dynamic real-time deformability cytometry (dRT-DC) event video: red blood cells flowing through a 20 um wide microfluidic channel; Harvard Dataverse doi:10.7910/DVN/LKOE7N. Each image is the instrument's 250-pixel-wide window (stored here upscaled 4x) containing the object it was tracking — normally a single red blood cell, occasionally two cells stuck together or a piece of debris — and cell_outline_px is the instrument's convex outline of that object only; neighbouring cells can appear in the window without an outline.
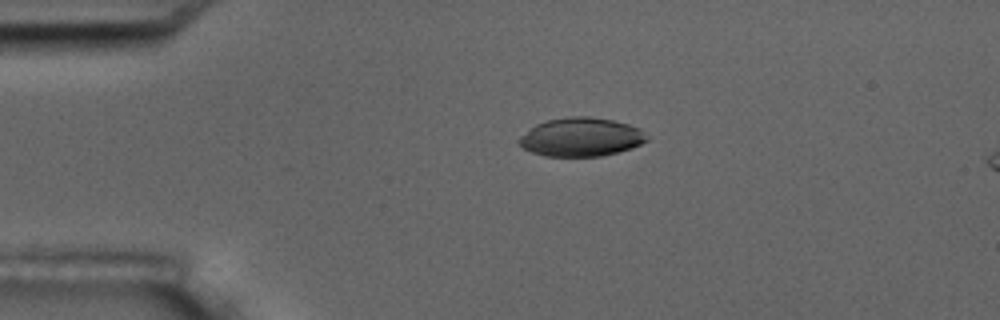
{"species": "common noctule bat (a hibernating species)", "species_latin": "Nyctalus noctula", "temperature_condition": "room temperature", "stored_images_in_passage": 10, "camera_frame_rate_fps": 3000, "um_per_image_px": 0.085, "animal": {"sex": "male", "body_mass_g": 17.5, "forearm_length_mm": 52.3}, "frame": {"image": 1, "passage_image": 4, "time_ms": 3.667, "image_size_px": [1000, 320], "cell_outline_px": [[648, 140], [632, 148], [600, 156], [544, 156], [532, 152], [524, 148], [516, 140], [520, 136], [536, 124], [548, 120], [568, 116], [588, 116], [612, 120], [628, 124], [640, 128], [644, 132]], "centroid_in_image_um": [49.38, 11.64], "position_along_channel_um": 35.6, "area_um2": 28.67}}
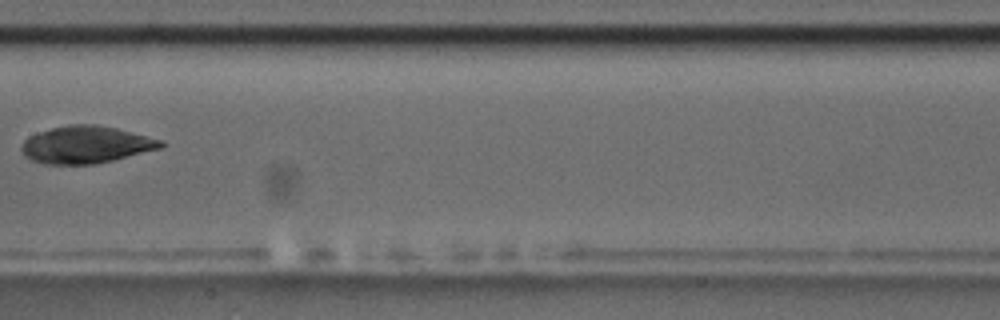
{"frame": {"image": 2, "passage_image": 9, "time_ms": 9.333, "image_size_px": [1000, 320], "cell_outline_px": [[164, 148], [96, 164], [44, 164], [32, 160], [24, 156], [20, 148], [24, 140], [28, 136], [52, 128], [68, 124], [96, 124], [116, 128], [164, 140]], "centroid_in_image_um": [7.33, 12.3], "position_along_channel_um": 200.1, "area_um2": 30.46}}
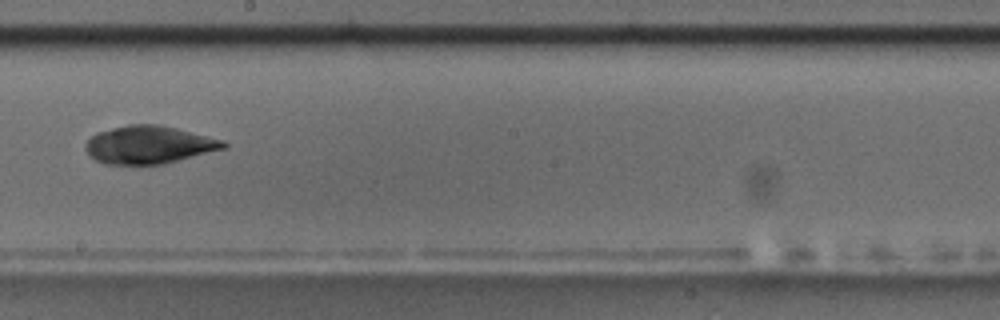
{"frame": {"image": 3, "passage_image": 10, "time_ms": 10.333, "image_size_px": [1000, 320], "cell_outline_px": [[228, 144], [224, 148], [164, 164], [104, 164], [88, 156], [84, 148], [84, 144], [96, 132], [128, 124], [160, 124], [224, 140]], "centroid_in_image_um": [12.61, 12.3], "position_along_channel_um": 235.6, "area_um2": 30.46}}